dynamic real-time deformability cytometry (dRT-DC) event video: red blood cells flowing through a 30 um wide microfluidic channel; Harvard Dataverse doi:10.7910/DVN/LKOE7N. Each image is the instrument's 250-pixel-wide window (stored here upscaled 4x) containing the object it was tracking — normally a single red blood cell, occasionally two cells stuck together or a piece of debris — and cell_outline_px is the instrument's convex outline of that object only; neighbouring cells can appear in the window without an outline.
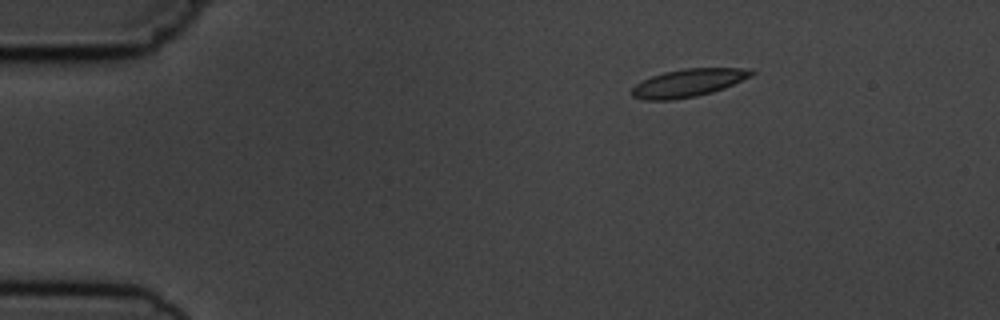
{"species": "common noctule bat (a hibernating species)", "species_latin": "Nyctalus noctula", "temperature_condition": "cold", "stored_images_in_passage": 5, "camera_frame_rate_fps": 3000, "um_per_image_px": 0.085, "animal": {"sex": "male", "body_mass_g": 19.5, "forearm_length_mm": 54.6}, "frame": {"image": 1, "passage_image": 1, "time_ms": 0.0, "image_size_px": [1000, 320], "cell_outline_px": [[756, 72], [752, 76], [724, 88], [712, 92], [696, 96], [672, 100], [644, 100], [632, 96], [628, 92], [636, 84], [652, 76], [664, 72], [684, 68], [744, 68]], "centroid_in_image_um": [58.48, 7.05], "position_along_channel_um": 26.5, "area_um2": 19.42}}
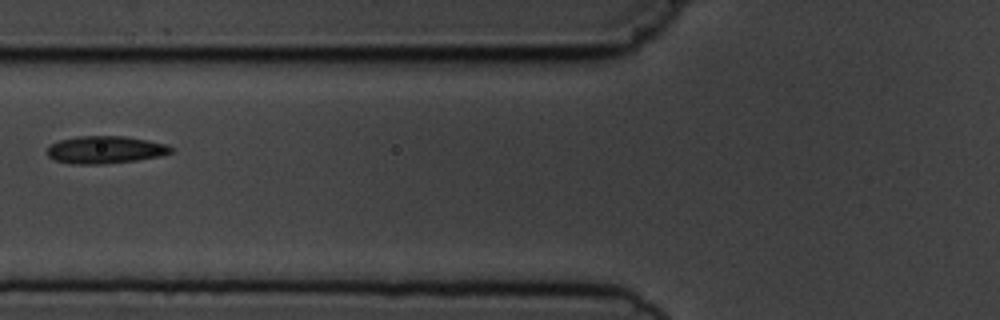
{"frame": {"image": 2, "passage_image": 4, "time_ms": 4.333, "image_size_px": [1000, 320], "cell_outline_px": [[172, 152], [160, 156], [136, 160], [104, 164], [76, 164], [56, 160], [48, 156], [48, 148], [52, 144], [60, 140], [80, 136], [124, 136], [148, 140], [168, 144], [172, 148]], "centroid_in_image_um": [8.98, 12.72], "position_along_channel_um": 116.8, "area_um2": 19.65}}
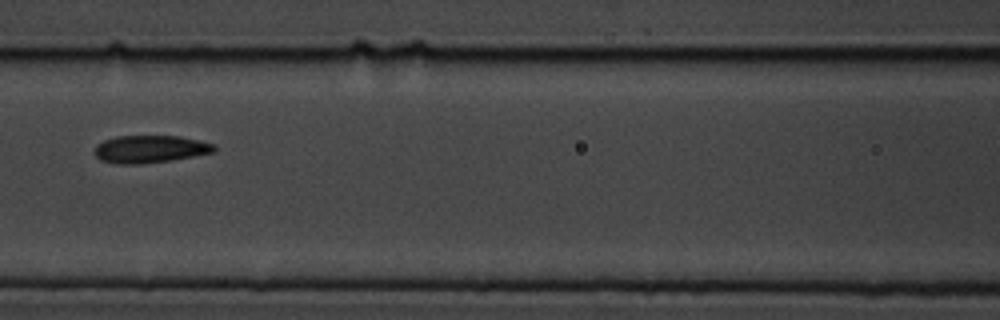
{"frame": {"image": 3, "passage_image": 5, "time_ms": 5.333, "image_size_px": [1000, 320], "cell_outline_px": [[216, 152], [172, 160], [140, 164], [116, 164], [100, 160], [92, 152], [96, 144], [104, 140], [116, 136], [180, 136], [216, 144]], "centroid_in_image_um": [12.74, 12.67], "position_along_channel_um": 153.9, "area_um2": 19.48}}